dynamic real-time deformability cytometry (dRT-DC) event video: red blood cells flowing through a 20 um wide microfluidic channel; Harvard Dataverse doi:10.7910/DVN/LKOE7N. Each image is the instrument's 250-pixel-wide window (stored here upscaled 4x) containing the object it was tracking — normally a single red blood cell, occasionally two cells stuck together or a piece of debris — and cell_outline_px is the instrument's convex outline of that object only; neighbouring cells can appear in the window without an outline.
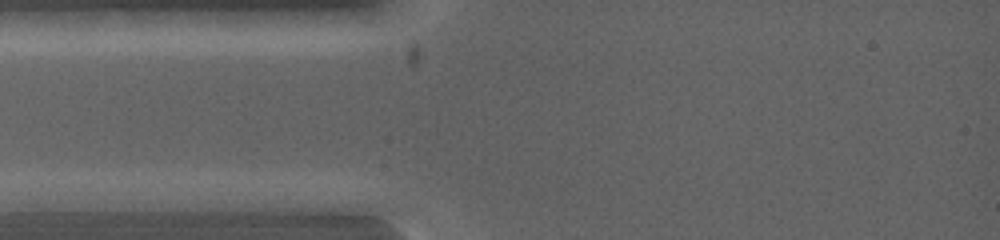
{"species": "common noctule bat (a hibernating species)", "species_latin": "Nyctalus noctula", "temperature_condition": "warm", "stored_images_in_passage": 3, "camera_frame_rate_fps": 5000, "um_per_image_px": 0.085, "animal": {"sex": "female", "body_mass_g": 19.0, "forearm_length_mm": 53.3}, "frame": {"image": 1, "passage_image": 2, "time_ms": 0.2, "image_size_px": [1000, 240], "cell_outline_px": [[180, 200], [152, 212], [60, 216], [48, 216], [20, 212], [12, 200], [20, 192], [120, 192]], "centroid_in_image_um": [7.42, 17.28], "position_along_channel_um": 77.6, "area_um2": 22.83}}